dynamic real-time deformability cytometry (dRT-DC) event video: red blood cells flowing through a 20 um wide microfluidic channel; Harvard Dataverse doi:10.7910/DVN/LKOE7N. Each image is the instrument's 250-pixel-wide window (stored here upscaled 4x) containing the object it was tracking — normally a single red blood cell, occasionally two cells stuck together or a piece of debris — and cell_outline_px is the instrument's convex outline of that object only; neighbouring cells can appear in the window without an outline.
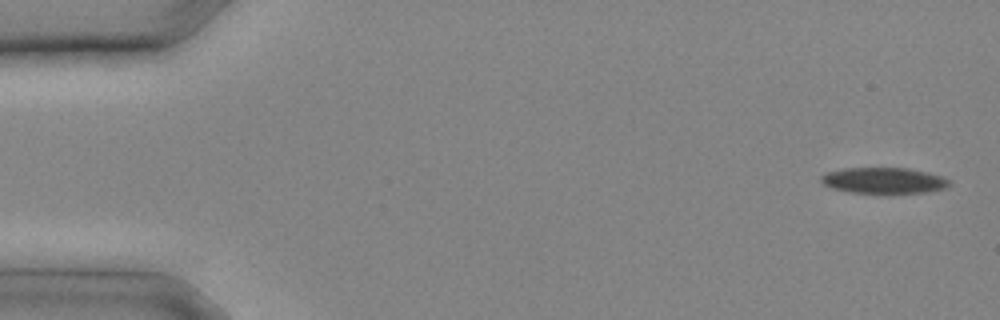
{"species": "common noctule bat (a hibernating species)", "species_latin": "Nyctalus noctula", "temperature_condition": "cold", "stored_images_in_passage": 25, "camera_frame_rate_fps": 3000, "um_per_image_px": 0.085, "animal": {"sex": "male", "body_mass_g": 20.4}, "frame": {"image": 1, "passage_image": 1, "time_ms": 0.0, "image_size_px": [1000, 320], "cell_outline_px": [[952, 184], [944, 188], [924, 192], [852, 192], [832, 188], [824, 184], [820, 180], [820, 176], [828, 172], [844, 168], [908, 168], [940, 176], [952, 180]], "centroid_in_image_um": [75.12, 15.33], "position_along_channel_um": 9.9, "area_um2": 18.96}}
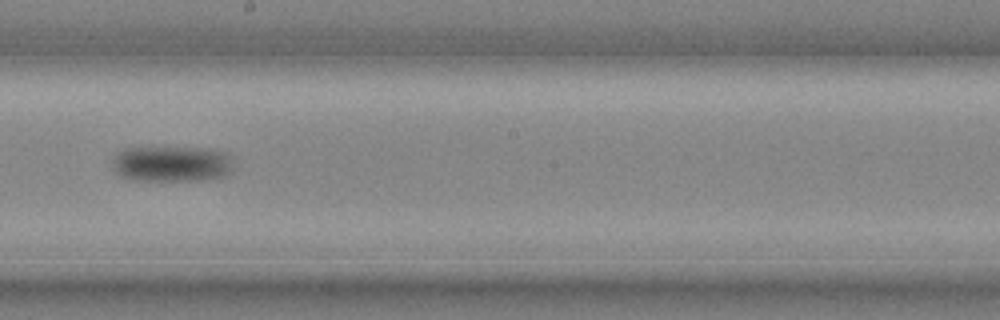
{"frame": {"image": 2, "passage_image": 15, "time_ms": 4.667, "image_size_px": [1000, 320], "cell_outline_px": [[232, 172], [224, 176], [204, 180], [136, 180], [120, 176], [112, 168], [112, 160], [116, 152], [124, 148], [208, 148], [224, 152], [228, 156], [232, 168]], "centroid_in_image_um": [14.55, 13.93], "position_along_channel_um": 233.6, "area_um2": 25.26}}
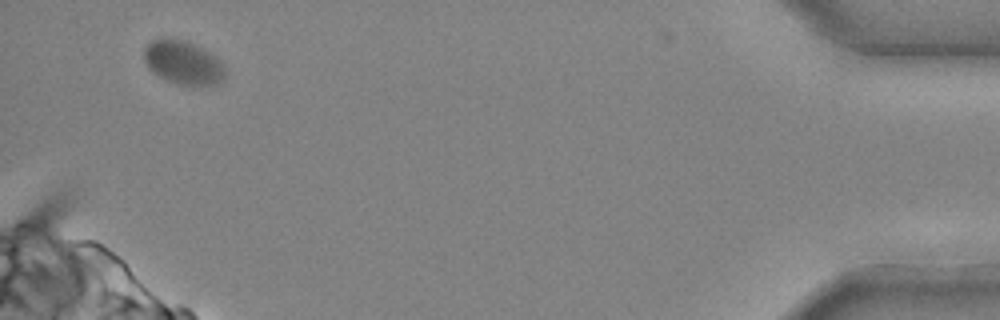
{"frame": {"image": 3, "passage_image": 25, "time_ms": 8.0, "image_size_px": [1000, 320], "cell_outline_px": [[228, 76], [224, 80], [208, 88], [192, 88], [176, 84], [164, 80], [148, 68], [144, 60], [144, 48], [152, 40], [184, 40], [216, 56], [224, 64]], "centroid_in_image_um": [15.65, 5.43], "position_along_channel_um": 419.5, "area_um2": 21.21}}